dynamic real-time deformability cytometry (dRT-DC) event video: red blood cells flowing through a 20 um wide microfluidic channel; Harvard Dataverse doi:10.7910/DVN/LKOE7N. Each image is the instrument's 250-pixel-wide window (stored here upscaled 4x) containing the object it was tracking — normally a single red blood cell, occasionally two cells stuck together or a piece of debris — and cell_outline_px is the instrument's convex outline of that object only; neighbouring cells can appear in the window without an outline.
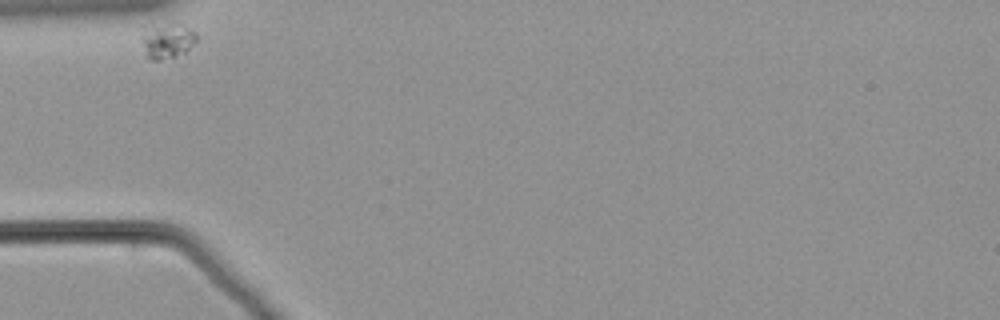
{"species": "common noctule bat (a hibernating species)", "species_latin": "Nyctalus noctula", "temperature_condition": "warm", "stored_images_in_passage": 34, "camera_frame_rate_fps": 3000, "um_per_image_px": 0.085, "animal": {"sex": "male", "body_mass_g": 21.5, "forearm_length_mm": 52.0}, "frame": {"image": 1, "passage_image": 1, "time_ms": 0.0, "image_size_px": [1000, 320], "cell_outline_px": [[196, 40], [184, 52], [176, 56], [160, 60], [152, 60], [148, 56], [144, 44], [140, 24], [168, 24], [188, 28], [196, 36]], "centroid_in_image_um": [14.12, 3.43], "position_along_channel_um": 70.9, "area_um2": 10.92}}
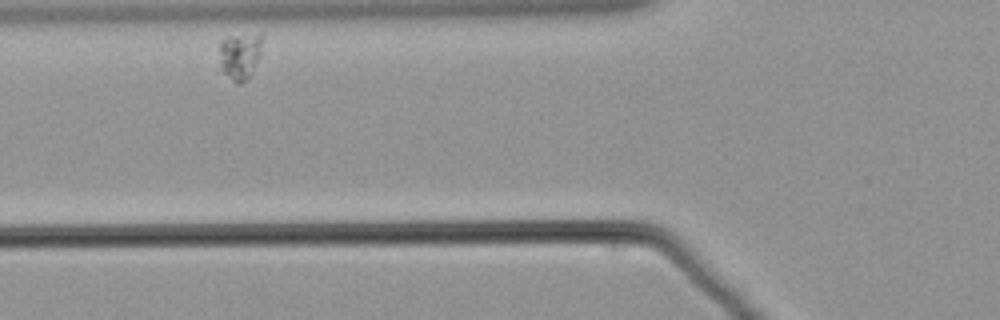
{"frame": {"image": 2, "passage_image": 5, "time_ms": 1.333, "image_size_px": [1000, 320], "cell_outline_px": [[260, 56], [252, 72], [240, 84], [236, 84], [224, 72], [220, 64], [220, 40], [228, 36], [260, 32]], "centroid_in_image_um": [20.38, 4.71], "position_along_channel_um": 105.4, "area_um2": 11.56}}
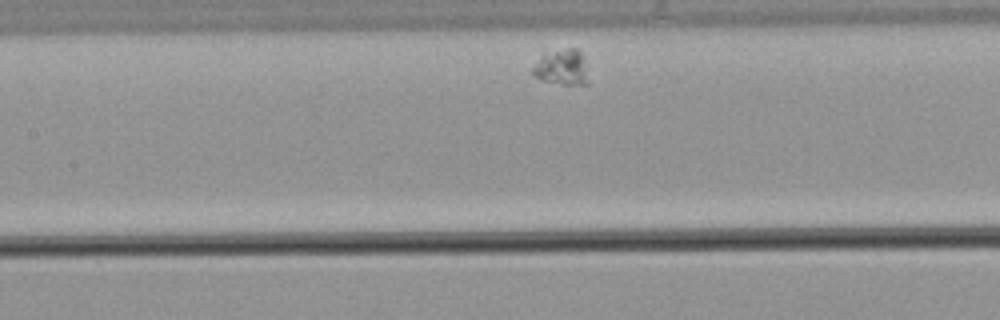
{"frame": {"image": 3, "passage_image": 11, "time_ms": 3.333, "image_size_px": [1000, 320], "cell_outline_px": [[588, 84], [564, 84], [540, 80], [532, 72], [532, 68], [544, 52], [568, 48], [576, 48], [584, 56]], "centroid_in_image_um": [47.75, 5.7], "position_along_channel_um": 159.6, "area_um2": 11.5}}